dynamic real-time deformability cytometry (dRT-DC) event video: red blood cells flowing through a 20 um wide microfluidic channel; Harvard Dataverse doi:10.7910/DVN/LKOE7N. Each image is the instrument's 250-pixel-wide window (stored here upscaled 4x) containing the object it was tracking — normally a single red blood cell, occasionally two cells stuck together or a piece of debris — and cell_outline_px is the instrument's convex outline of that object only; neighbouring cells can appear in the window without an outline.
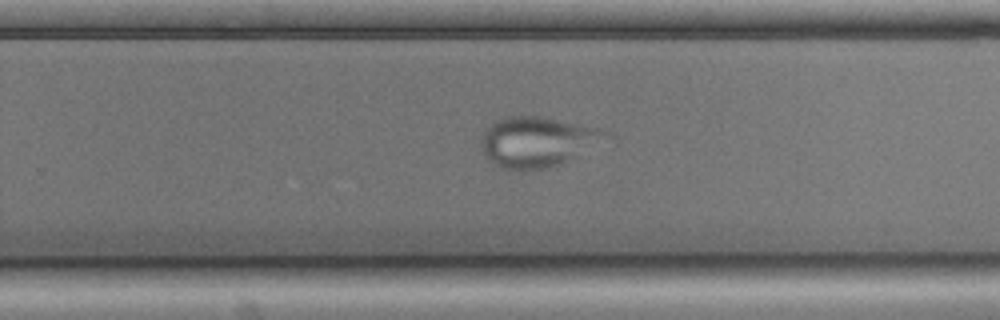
{"species": "common noctule bat (a hibernating species)", "species_latin": "Nyctalus noctula", "temperature_condition": "cold", "stored_images_in_passage": 49, "camera_frame_rate_fps": 3000, "um_per_image_px": 0.085, "animal": {"sex": "male", "body_mass_g": 17.9, "forearm_length_mm": 54.2}, "frame": {"image": 1, "passage_image": 34, "time_ms": 11.0, "image_size_px": [1000, 320], "cell_outline_px": [[620, 140], [580, 156], [548, 168], [500, 168], [488, 160], [480, 144], [480, 140], [484, 132], [496, 120], [508, 116], [540, 116], [600, 128], [612, 132]], "centroid_in_image_um": [45.91, 12.04], "position_along_channel_um": 283.9, "area_um2": 37.57}}